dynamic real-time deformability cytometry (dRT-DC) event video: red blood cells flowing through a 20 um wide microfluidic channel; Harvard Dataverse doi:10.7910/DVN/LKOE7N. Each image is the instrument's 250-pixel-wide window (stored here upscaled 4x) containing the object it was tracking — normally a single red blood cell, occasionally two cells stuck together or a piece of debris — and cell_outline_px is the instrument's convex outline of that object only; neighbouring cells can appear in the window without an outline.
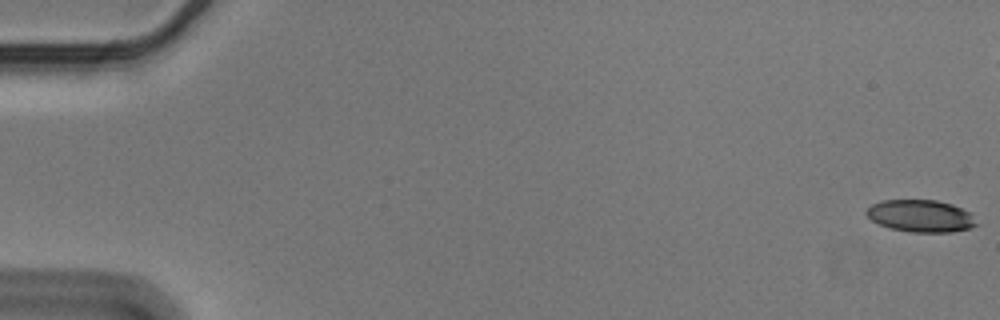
{"species": "Egyptian fruit bat (a non-hibernating species)", "species_latin": "Rousettus aegyptiacus", "temperature_condition": "cold", "stored_images_in_passage": 18, "camera_frame_rate_fps": 3000, "um_per_image_px": 0.085, "animal": {"sex": "male"}, "frame": {"image": 1, "passage_image": 1, "time_ms": 0.0, "image_size_px": [1000, 320], "cell_outline_px": [[980, 224], [968, 228], [952, 232], [908, 232], [892, 228], [880, 224], [872, 220], [864, 212], [872, 204], [880, 200], [936, 200], [952, 204], [972, 212]], "centroid_in_image_um": [78.31, 18.35], "position_along_channel_um": 6.7, "area_um2": 20.81}}